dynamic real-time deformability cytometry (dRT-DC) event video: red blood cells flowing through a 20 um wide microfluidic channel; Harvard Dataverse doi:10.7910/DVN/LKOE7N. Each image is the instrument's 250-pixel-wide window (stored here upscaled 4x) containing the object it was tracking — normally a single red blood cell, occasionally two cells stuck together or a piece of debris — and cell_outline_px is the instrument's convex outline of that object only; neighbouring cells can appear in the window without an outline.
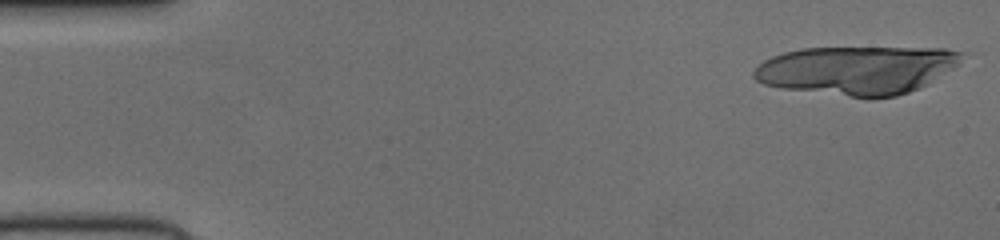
{"species": "human", "species_latin": "Homo sapiens", "temperature_condition": "cold", "stored_images_in_passage": 17, "camera_frame_rate_fps": 3000, "um_per_image_px": 0.085, "donor": {"sex": "female"}, "frame": {"image": 1, "passage_image": 1, "time_ms": 0.0, "image_size_px": [1000, 240], "cell_outline_px": [[960, 64], [928, 84], [920, 88], [896, 96], [852, 96], [784, 88], [764, 84], [756, 80], [752, 76], [752, 72], [764, 60], [772, 56], [784, 52], [800, 48], [944, 48], [960, 52]], "centroid_in_image_um": [72.83, 5.94], "position_along_channel_um": 12.2, "area_um2": 57.92}}